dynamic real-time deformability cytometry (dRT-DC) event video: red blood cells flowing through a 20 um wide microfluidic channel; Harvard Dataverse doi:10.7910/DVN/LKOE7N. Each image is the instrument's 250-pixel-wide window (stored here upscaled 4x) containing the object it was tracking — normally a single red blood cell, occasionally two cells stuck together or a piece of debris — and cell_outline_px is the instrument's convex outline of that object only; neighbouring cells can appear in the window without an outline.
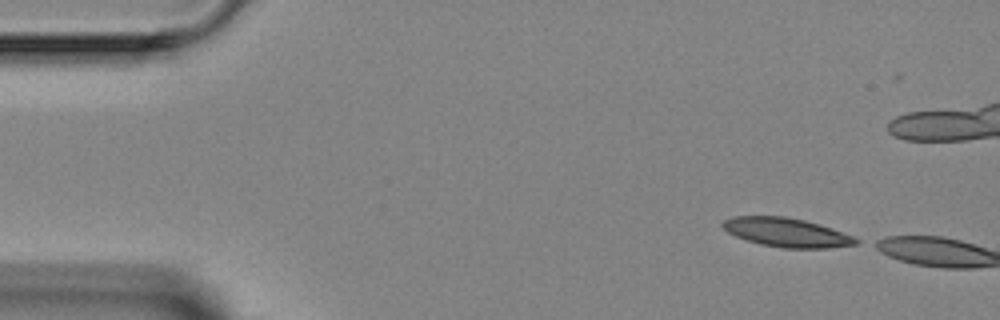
{"species": "Egyptian fruit bat (a non-hibernating species)", "species_latin": "Rousettus aegyptiacus", "temperature_condition": "room temperature", "stored_images_in_passage": 3, "camera_frame_rate_fps": 3000, "um_per_image_px": 0.085, "animal": {"sex": "female"}, "frame": {"image": 1, "passage_image": 1, "time_ms": 0.0, "image_size_px": [1000, 320], "cell_outline_px": [[860, 244], [828, 248], [784, 248], [760, 244], [736, 236], [728, 232], [720, 224], [724, 220], [732, 216], [784, 216], [804, 220], [820, 224], [832, 228], [852, 236], [860, 240]], "centroid_in_image_um": [66.88, 19.75], "position_along_channel_um": 18.1, "area_um2": 22.48}}